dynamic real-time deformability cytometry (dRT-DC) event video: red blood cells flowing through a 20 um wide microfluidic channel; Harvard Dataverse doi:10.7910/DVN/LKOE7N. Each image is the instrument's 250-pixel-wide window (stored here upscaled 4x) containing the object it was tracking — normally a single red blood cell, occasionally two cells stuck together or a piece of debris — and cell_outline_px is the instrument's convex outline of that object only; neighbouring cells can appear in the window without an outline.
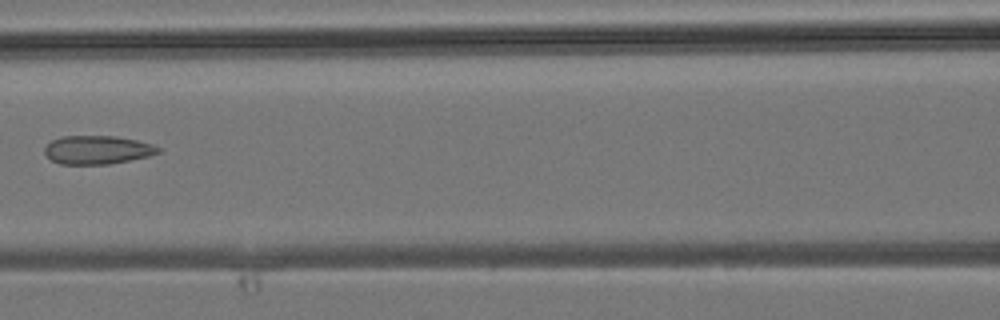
{"species": "common noctule bat (a hibernating species)", "species_latin": "Nyctalus noctula", "temperature_condition": "room temperature", "stored_images_in_passage": 4, "camera_frame_rate_fps": 3000, "um_per_image_px": 0.085, "animal": {"sex": "male", "body_mass_g": 19.2, "forearm_length_mm": 51.8}, "frame": {"image": 1, "passage_image": 4, "time_ms": 1.0, "image_size_px": [1000, 320], "cell_outline_px": [[160, 152], [148, 156], [108, 164], [60, 164], [52, 160], [44, 152], [44, 148], [52, 140], [60, 136], [116, 136], [136, 140], [152, 144], [160, 148]], "centroid_in_image_um": [8.26, 12.73], "position_along_channel_um": 158.3, "area_um2": 18.73}}